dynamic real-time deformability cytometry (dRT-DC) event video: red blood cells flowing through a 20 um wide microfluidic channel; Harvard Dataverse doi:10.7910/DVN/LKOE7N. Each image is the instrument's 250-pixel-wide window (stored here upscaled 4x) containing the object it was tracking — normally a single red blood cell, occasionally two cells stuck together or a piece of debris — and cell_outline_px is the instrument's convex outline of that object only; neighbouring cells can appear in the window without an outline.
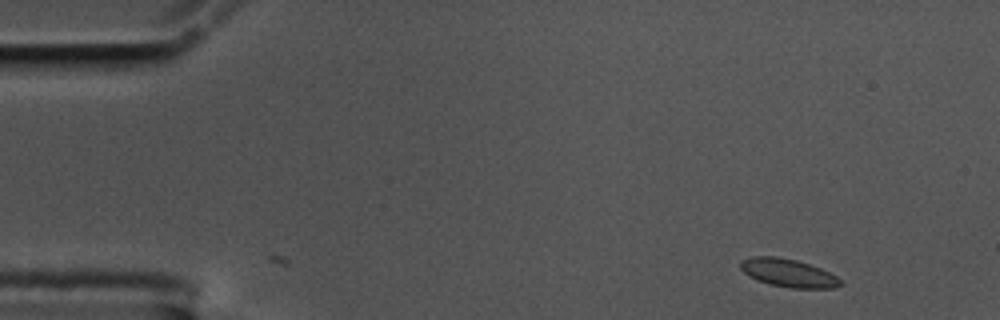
{"species": "common noctule bat (a hibernating species)", "species_latin": "Nyctalus noctula", "temperature_condition": "cold", "stored_images_in_passage": 2, "camera_frame_rate_fps": 3000, "um_per_image_px": 0.085, "animal": {"sex": "male", "body_mass_g": 17.5, "forearm_length_mm": 52.3}, "frame": {"image": 1, "passage_image": 2, "time_ms": 0.333, "image_size_px": [1000, 320], "cell_outline_px": [[840, 284], [836, 288], [792, 288], [768, 284], [744, 272], [740, 268], [740, 260], [752, 256], [776, 256], [796, 260], [820, 268], [836, 276], [840, 280]], "centroid_in_image_um": [66.98, 23.19], "position_along_channel_um": 18.0, "area_um2": 16.13}}